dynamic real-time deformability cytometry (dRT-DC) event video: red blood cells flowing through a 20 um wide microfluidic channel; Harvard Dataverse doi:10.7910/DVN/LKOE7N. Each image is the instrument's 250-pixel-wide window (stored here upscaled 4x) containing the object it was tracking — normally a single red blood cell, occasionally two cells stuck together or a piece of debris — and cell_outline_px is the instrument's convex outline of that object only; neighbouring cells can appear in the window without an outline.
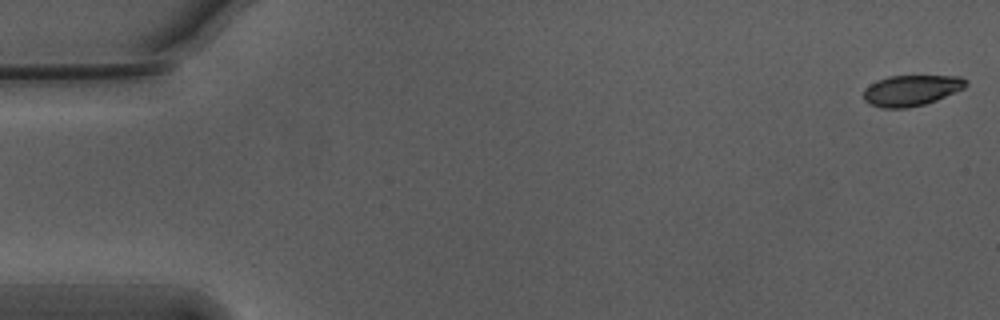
{"species": "Egyptian fruit bat (a non-hibernating species)", "species_latin": "Rousettus aegyptiacus", "temperature_condition": "warm", "stored_images_in_passage": 55, "camera_frame_rate_fps": 3000, "um_per_image_px": 0.085, "animal": {"sex": "male"}, "frame": {"image": 1, "passage_image": 1, "time_ms": 0.0, "image_size_px": [1000, 320], "cell_outline_px": [[968, 84], [964, 88], [936, 100], [924, 104], [908, 108], [884, 108], [872, 104], [864, 100], [864, 88], [888, 76], [960, 76], [968, 80]], "centroid_in_image_um": [77.49, 7.68], "position_along_channel_um": 7.5, "area_um2": 18.15}}
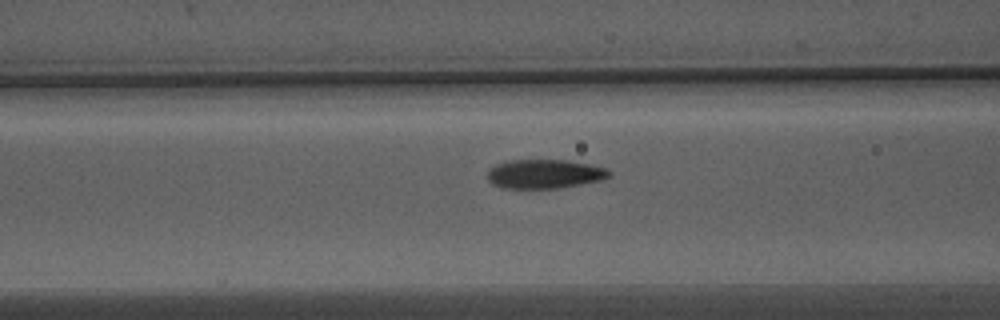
{"frame": {"image": 2, "passage_image": 22, "time_ms": 7.0, "image_size_px": [1000, 320], "cell_outline_px": [[612, 176], [600, 180], [560, 188], [500, 188], [492, 184], [488, 180], [488, 168], [496, 164], [508, 160], [568, 160], [588, 164], [604, 168], [612, 172]], "centroid_in_image_um": [46.25, 14.78], "position_along_channel_um": 120.3, "area_um2": 20.69}}
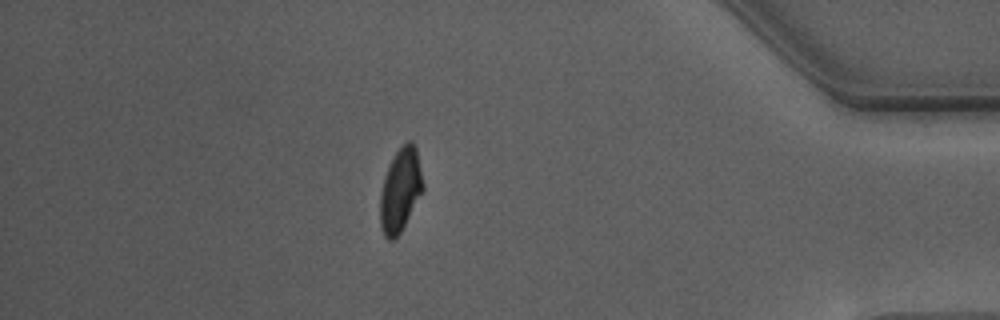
{"frame": {"image": 3, "passage_image": 48, "time_ms": 15.667, "image_size_px": [1000, 320], "cell_outline_px": [[424, 192], [400, 232], [392, 240], [388, 240], [384, 236], [380, 224], [380, 192], [388, 168], [396, 152], [408, 140], [412, 140], [416, 148], [424, 184]], "centroid_in_image_um": [34.05, 16.17], "position_along_channel_um": 401.1, "area_um2": 20.75}, "authors_computed_cell_mechanics": {"area_um2": 20.6924, "velocity_mm_per_s": 3.7425, "shape_relaxation_time_tau1_ms": 4.048, "shape_relaxation_time_tau2_ms": 1.1926, "deformation_change_tau1": 0.1519, "deformation_change_tau2": 0.0525}}